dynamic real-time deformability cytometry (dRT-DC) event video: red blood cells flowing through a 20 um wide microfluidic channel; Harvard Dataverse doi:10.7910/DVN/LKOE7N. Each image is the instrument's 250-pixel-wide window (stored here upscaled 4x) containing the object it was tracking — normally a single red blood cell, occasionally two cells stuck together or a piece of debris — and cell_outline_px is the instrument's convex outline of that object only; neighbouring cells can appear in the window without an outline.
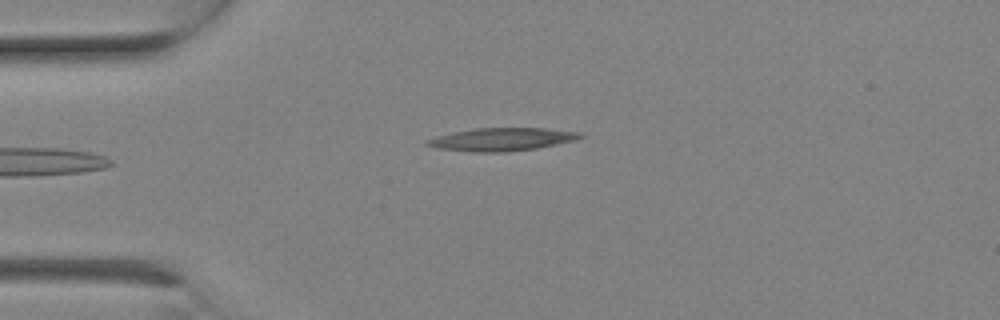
{"species": "Egyptian fruit bat (a non-hibernating species)", "species_latin": "Rousettus aegyptiacus", "temperature_condition": "room temperature", "stored_images_in_passage": 4, "camera_frame_rate_fps": 3000, "um_per_image_px": 0.085, "animal": {"sex": "female"}, "frame": {"image": 1, "passage_image": 4, "time_ms": 1.0, "image_size_px": [1000, 320], "cell_outline_px": [[584, 136], [576, 140], [536, 148], [504, 152], [472, 152], [436, 148], [424, 144], [424, 140], [452, 132], [476, 128], [544, 128], [584, 132]], "centroid_in_image_um": [42.66, 11.84], "position_along_channel_um": 42.3, "area_um2": 20.58}}